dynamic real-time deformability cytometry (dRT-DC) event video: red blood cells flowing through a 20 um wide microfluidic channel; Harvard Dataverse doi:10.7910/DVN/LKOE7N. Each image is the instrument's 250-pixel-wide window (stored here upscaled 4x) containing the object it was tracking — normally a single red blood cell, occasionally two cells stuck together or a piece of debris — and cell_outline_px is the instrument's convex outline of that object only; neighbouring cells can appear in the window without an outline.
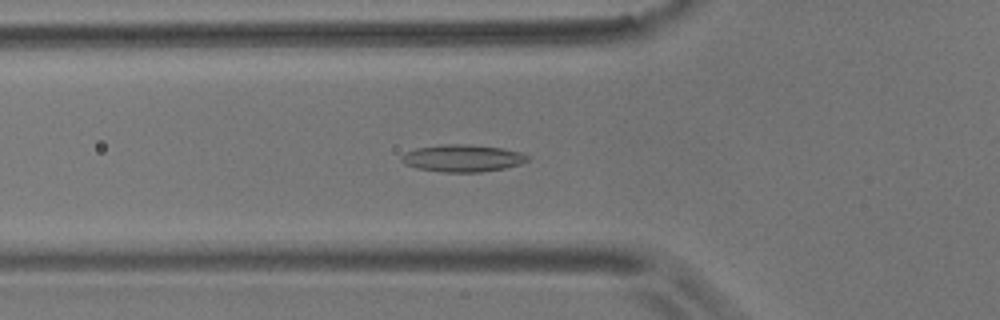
{"species": "common noctule bat (a hibernating species)", "species_latin": "Nyctalus noctula", "temperature_condition": "room temperature", "stored_images_in_passage": 44, "camera_frame_rate_fps": 3000, "um_per_image_px": 0.085, "animal": {"sex": "male", "body_mass_g": 17.9}, "frame": {"image": 1, "passage_image": 6, "time_ms": 1.667, "image_size_px": [1000, 320], "cell_outline_px": [[528, 160], [520, 164], [504, 168], [480, 172], [440, 172], [416, 168], [404, 164], [400, 160], [400, 156], [404, 152], [416, 148], [440, 144], [472, 144], [500, 148], [520, 152], [528, 156]], "centroid_in_image_um": [39.25, 13.44], "position_along_channel_um": 86.6, "area_um2": 20.11}}
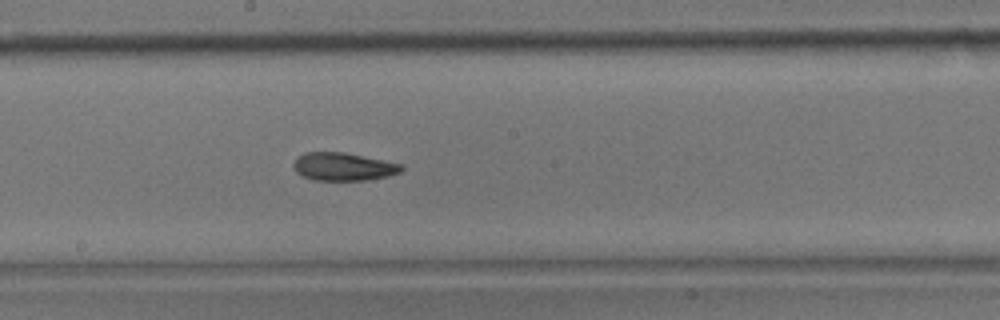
{"frame": {"image": 2, "passage_image": 17, "time_ms": 5.333, "image_size_px": [1000, 320], "cell_outline_px": [[404, 168], [400, 172], [388, 176], [364, 180], [312, 180], [296, 172], [292, 164], [304, 152], [344, 152], [404, 164]], "centroid_in_image_um": [29.21, 14.16], "position_along_channel_um": 219.0, "area_um2": 17.57}}
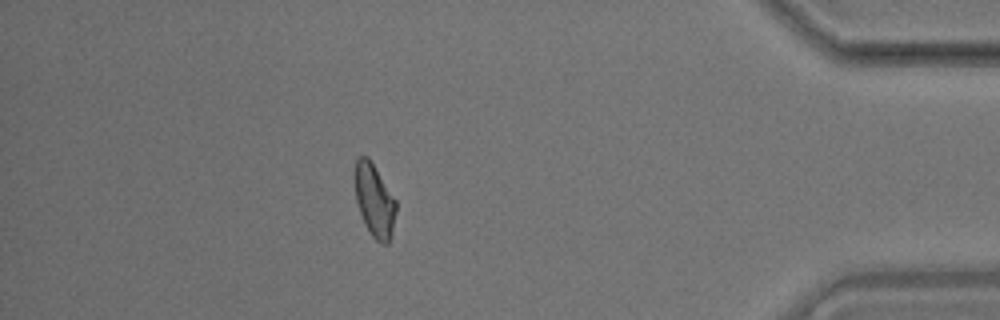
{"frame": {"image": 3, "passage_image": 36, "time_ms": 11.667, "image_size_px": [1000, 320], "cell_outline_px": [[396, 212], [392, 236], [388, 244], [380, 244], [372, 236], [364, 224], [356, 200], [352, 176], [356, 160], [360, 156], [368, 156], [396, 200]], "centroid_in_image_um": [31.8, 17.04], "position_along_channel_um": 403.4, "area_um2": 17.92}, "authors_computed_cell_mechanics": {"area_um2": 17.8891, "velocity_mm_per_s": 3.6019, "shape_relaxation_time_tau1_ms": null, "shape_relaxation_time_tau2_ms": 6.9292, "deformation_change_tau1": null, "deformation_change_tau2": 0.1554}}